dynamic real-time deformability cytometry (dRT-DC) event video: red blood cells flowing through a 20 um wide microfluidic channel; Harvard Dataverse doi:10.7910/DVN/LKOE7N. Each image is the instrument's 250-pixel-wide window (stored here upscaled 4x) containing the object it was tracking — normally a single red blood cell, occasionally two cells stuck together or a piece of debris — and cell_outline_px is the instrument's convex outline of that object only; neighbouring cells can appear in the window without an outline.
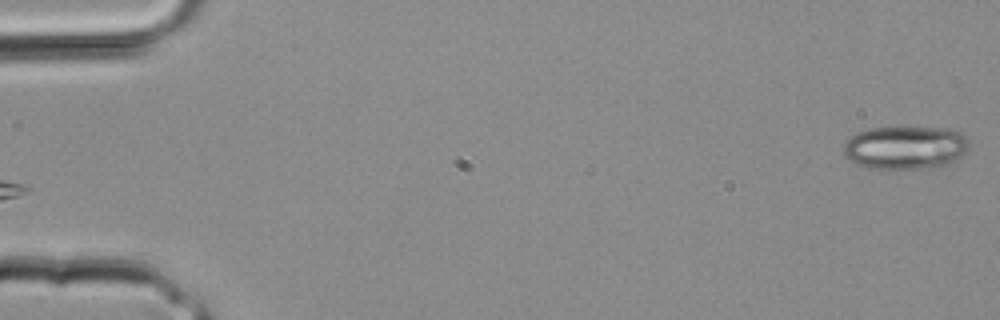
{"species": "common noctule bat (a hibernating species)", "species_latin": "Nyctalus noctula", "temperature_condition": "room temperature", "stored_images_in_passage": 33, "camera_frame_rate_fps": 3000, "um_per_image_px": 0.085, "animal": {"sex": "male", "body_mass_g": 20.4}, "frame": {"image": 1, "passage_image": 1, "time_ms": 0.0, "image_size_px": [1000, 320], "cell_outline_px": [[968, 148], [960, 156], [948, 164], [920, 168], [872, 168], [848, 160], [844, 156], [844, 140], [856, 132], [868, 128], [940, 128], [960, 132], [968, 140]], "centroid_in_image_um": [76.89, 12.53], "position_along_channel_um": 8.1, "area_um2": 31.21}}
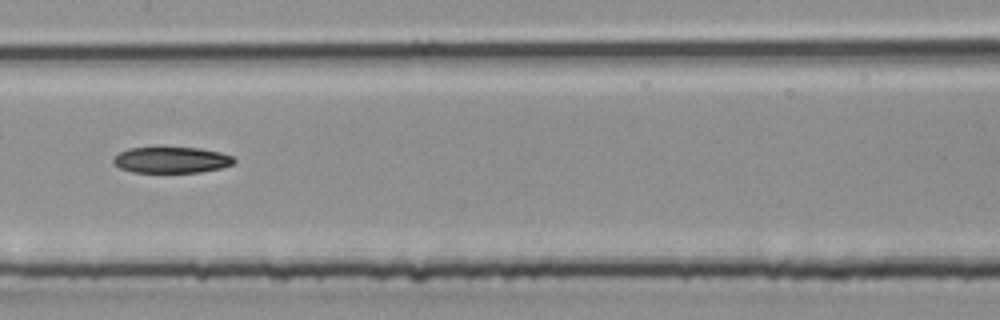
{"frame": {"image": 2, "passage_image": 17, "time_ms": 5.333, "image_size_px": [1000, 320], "cell_outline_px": [[236, 160], [232, 164], [220, 168], [200, 172], [132, 172], [120, 168], [112, 164], [112, 160], [120, 152], [128, 148], [200, 148], [220, 152], [232, 156]], "centroid_in_image_um": [14.56, 13.6], "position_along_channel_um": 192.8, "area_um2": 18.21}}
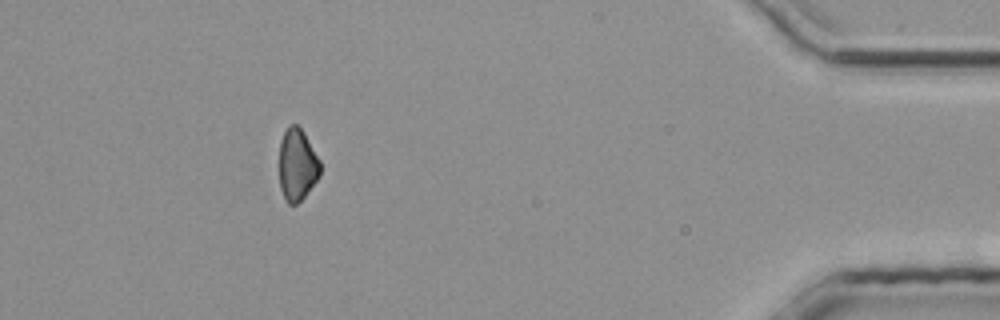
{"frame": {"image": 3, "passage_image": 30, "time_ms": 9.667, "image_size_px": [1000, 320], "cell_outline_px": [[320, 176], [304, 196], [296, 204], [288, 204], [280, 188], [280, 140], [284, 132], [292, 124], [296, 124], [304, 132], [320, 160]], "centroid_in_image_um": [25.27, 14.0], "position_along_channel_um": 409.9, "area_um2": 16.99}}